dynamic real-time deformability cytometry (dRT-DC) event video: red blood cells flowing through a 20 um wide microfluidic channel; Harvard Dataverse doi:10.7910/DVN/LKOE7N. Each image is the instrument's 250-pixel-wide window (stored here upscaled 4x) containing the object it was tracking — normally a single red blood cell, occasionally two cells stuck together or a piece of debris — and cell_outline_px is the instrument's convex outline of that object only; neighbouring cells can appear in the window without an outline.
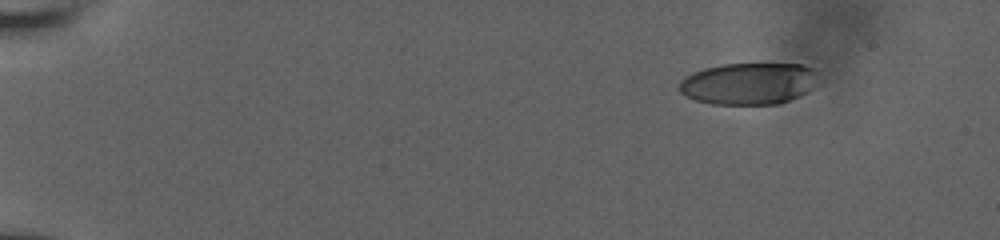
{"species": "human", "species_latin": "Homo sapiens", "temperature_condition": "room temperature", "stored_images_in_passage": 50, "camera_frame_rate_fps": 3000, "um_per_image_px": 0.085, "donor": {"sex": "male"}, "frame": {"image": 1, "passage_image": 1, "time_ms": 0.0, "image_size_px": [1000, 240], "cell_outline_px": [[824, 80], [820, 84], [808, 92], [800, 96], [780, 104], [712, 104], [696, 100], [684, 96], [676, 88], [680, 80], [684, 76], [692, 72], [704, 68], [724, 64], [804, 64], [812, 68]], "centroid_in_image_um": [63.69, 7.1], "position_along_channel_um": 21.3, "area_um2": 34.8}}
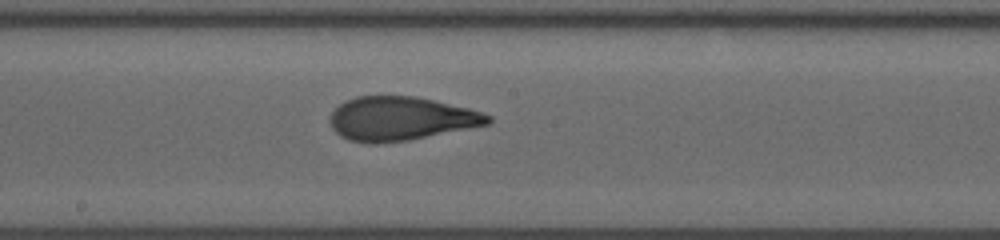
{"frame": {"image": 2, "passage_image": 27, "time_ms": 8.667, "image_size_px": [1000, 240], "cell_outline_px": [[492, 120], [488, 124], [408, 140], [376, 144], [368, 144], [348, 140], [340, 136], [332, 128], [328, 120], [332, 112], [340, 104], [356, 96], [416, 96], [468, 108], [492, 116]], "centroid_in_image_um": [34.02, 10.09], "position_along_channel_um": 214.2, "area_um2": 40.17}}
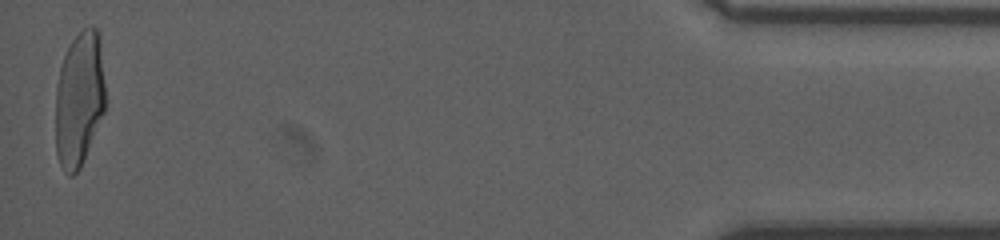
{"frame": {"image": 3, "passage_image": 50, "time_ms": 16.333, "image_size_px": [1000, 240], "cell_outline_px": [[104, 112], [80, 168], [72, 176], [68, 176], [64, 172], [60, 164], [56, 152], [56, 88], [60, 68], [64, 56], [72, 40], [84, 28], [96, 28], [100, 36], [104, 84]], "centroid_in_image_um": [6.73, 8.45], "position_along_channel_um": 428.5, "area_um2": 38.9}, "authors_computed_cell_mechanics": {"area_um2": 40.1132, "velocity_mm_per_s": 3.8386, "shape_relaxation_time_tau1_ms": 6.2554, "shape_relaxation_time_tau2_ms": 1.0388, "deformation_change_tau1": 0.2547, "deformation_change_tau2": 0.0879}}